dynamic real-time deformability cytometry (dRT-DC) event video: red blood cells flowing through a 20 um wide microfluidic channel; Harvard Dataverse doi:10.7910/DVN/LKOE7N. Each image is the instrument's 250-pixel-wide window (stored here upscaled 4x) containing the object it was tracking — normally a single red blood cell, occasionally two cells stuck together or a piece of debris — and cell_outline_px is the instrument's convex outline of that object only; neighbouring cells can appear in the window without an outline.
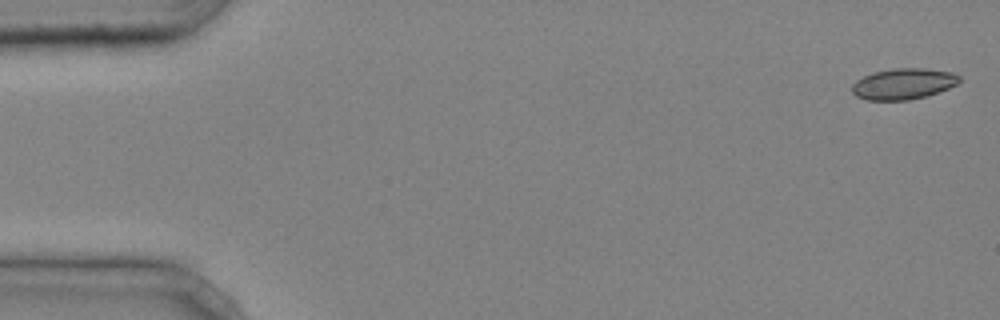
{"species": "common noctule bat (a hibernating species)", "species_latin": "Nyctalus noctula", "temperature_condition": "cold", "stored_images_in_passage": 42, "camera_frame_rate_fps": 3000, "um_per_image_px": 0.085, "animal": {"sex": "male", "body_mass_g": 20.4}, "frame": {"image": 1, "passage_image": 1, "time_ms": 0.0, "image_size_px": [1000, 320], "cell_outline_px": [[960, 80], [956, 84], [948, 88], [924, 96], [908, 100], [864, 100], [856, 96], [852, 92], [852, 84], [856, 80], [872, 72], [892, 68], [924, 68], [952, 72], [960, 76]], "centroid_in_image_um": [76.74, 7.12], "position_along_channel_um": 8.3, "area_um2": 19.36}}
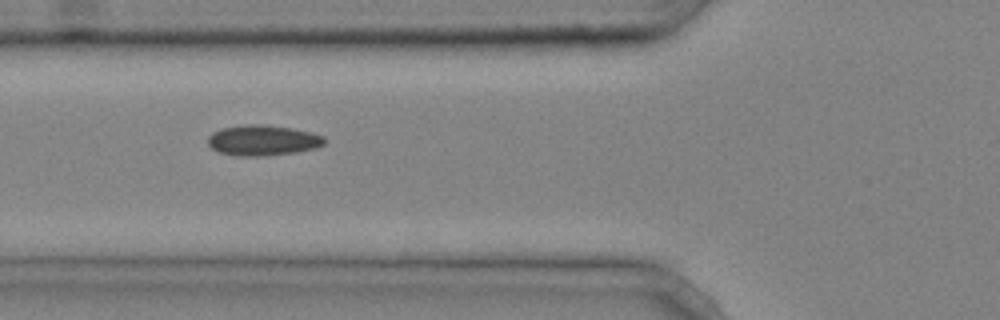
{"frame": {"image": 2, "passage_image": 17, "time_ms": 5.333, "image_size_px": [1000, 320], "cell_outline_px": [[328, 140], [324, 144], [316, 148], [296, 152], [264, 156], [236, 156], [220, 152], [212, 148], [208, 144], [208, 136], [212, 132], [224, 128], [244, 124], [260, 124], [292, 128], [312, 132], [324, 136]], "centroid_in_image_um": [22.37, 11.93], "position_along_channel_um": 103.4, "area_um2": 20.87}}
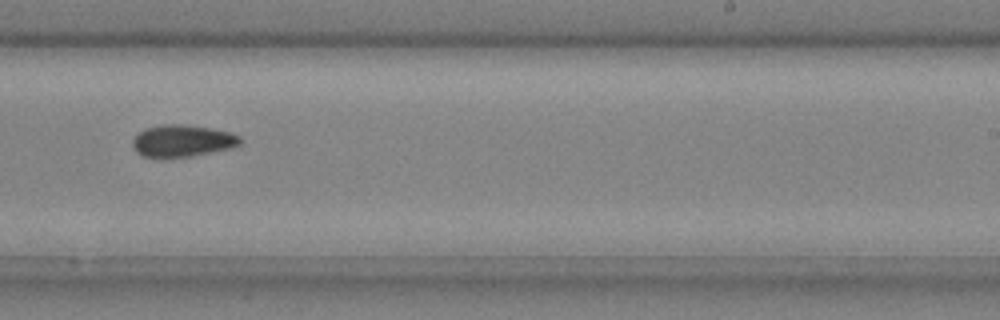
{"frame": {"image": 3, "passage_image": 29, "time_ms": 9.333, "image_size_px": [1000, 320], "cell_outline_px": [[240, 144], [228, 148], [212, 152], [192, 156], [160, 160], [144, 156], [136, 152], [132, 144], [132, 140], [144, 128], [160, 124], [180, 124], [212, 128], [232, 132], [240, 136]], "centroid_in_image_um": [15.45, 11.99], "position_along_channel_um": 273.5, "area_um2": 20.46}, "authors_computed_cell_mechanics": {"area_um2": 19.941, "velocity_mm_per_s": 4.2521, "shape_relaxation_time_tau1_ms": null, "shape_relaxation_time_tau2_ms": 5.8247, "deformation_change_tau1": null, "deformation_change_tau2": 0.0947}}